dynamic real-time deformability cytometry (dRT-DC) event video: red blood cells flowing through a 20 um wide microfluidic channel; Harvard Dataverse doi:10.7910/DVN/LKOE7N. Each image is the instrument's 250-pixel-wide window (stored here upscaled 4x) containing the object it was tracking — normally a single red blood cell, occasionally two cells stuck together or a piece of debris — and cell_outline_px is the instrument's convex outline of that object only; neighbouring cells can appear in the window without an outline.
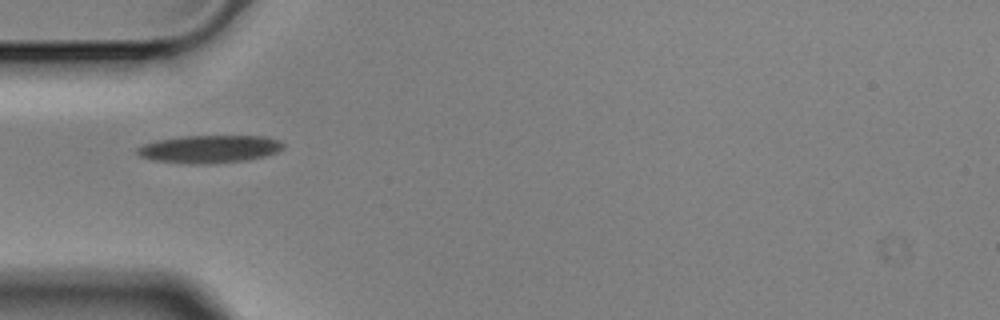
{"species": "Egyptian fruit bat (a non-hibernating species)", "species_latin": "Rousettus aegyptiacus", "temperature_condition": "cold", "stored_images_in_passage": 40, "camera_frame_rate_fps": 3000, "um_per_image_px": 0.085, "animal": {"sex": "male"}, "frame": {"image": 1, "passage_image": 1, "time_ms": 0.0, "image_size_px": [1000, 320], "cell_outline_px": [[284, 148], [276, 152], [264, 156], [248, 160], [212, 164], [188, 164], [152, 160], [140, 156], [136, 152], [136, 148], [144, 144], [156, 140], [180, 136], [268, 136], [280, 140], [284, 144]], "centroid_in_image_um": [17.81, 12.67], "position_along_channel_um": 67.2, "area_um2": 23.93}}
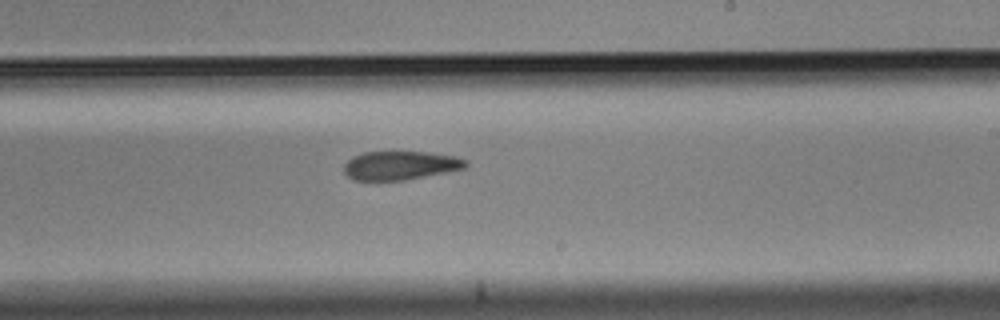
{"frame": {"image": 2, "passage_image": 17, "time_ms": 5.333, "image_size_px": [1000, 320], "cell_outline_px": [[468, 164], [464, 168], [404, 180], [352, 180], [344, 172], [344, 164], [352, 156], [364, 152], [424, 152], [456, 156], [468, 160]], "centroid_in_image_um": [34.0, 14.05], "position_along_channel_um": 255.0, "area_um2": 20.23}}
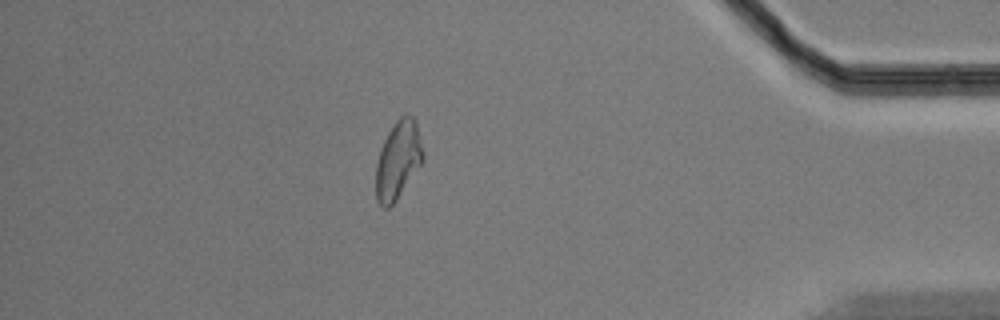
{"frame": {"image": 3, "passage_image": 33, "time_ms": 10.667, "image_size_px": [1000, 320], "cell_outline_px": [[424, 160], [396, 200], [388, 208], [384, 208], [376, 200], [376, 164], [380, 148], [388, 132], [396, 120], [400, 116], [412, 116], [416, 120], [424, 152]], "centroid_in_image_um": [33.84, 13.6], "position_along_channel_um": 401.4, "area_um2": 21.39}, "authors_computed_cell_mechanics": {"area_um2": 21.8484, "velocity_mm_per_s": 3.5195, "shape_relaxation_time_tau1_ms": 6.5482, "shape_relaxation_time_tau2_ms": 6.3858, "deformation_change_tau1": 0.1718, "deformation_change_tau2": 0.15}}